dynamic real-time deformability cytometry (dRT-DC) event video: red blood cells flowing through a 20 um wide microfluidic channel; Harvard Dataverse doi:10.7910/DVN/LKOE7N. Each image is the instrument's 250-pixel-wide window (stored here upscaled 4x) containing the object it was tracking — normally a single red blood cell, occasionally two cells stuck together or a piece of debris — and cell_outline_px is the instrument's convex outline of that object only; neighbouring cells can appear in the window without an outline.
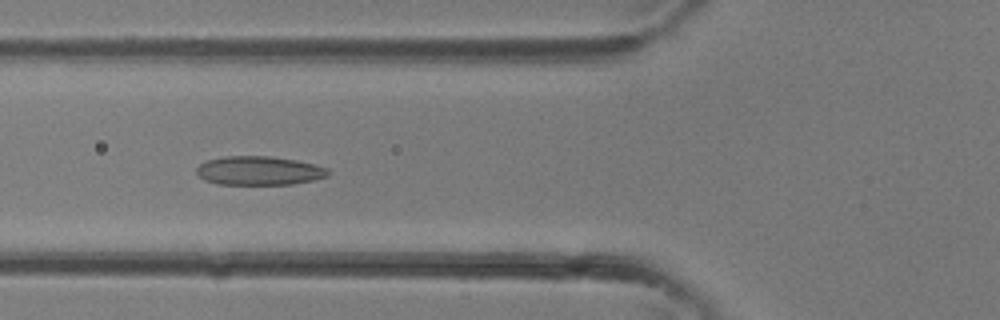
{"species": "common noctule bat (a hibernating species)", "species_latin": "Nyctalus noctula", "temperature_condition": "room temperature", "stored_images_in_passage": 37, "camera_frame_rate_fps": 3000, "um_per_image_px": 0.085, "animal": {"sex": "female"}, "frame": {"image": 1, "passage_image": 14, "time_ms": 4.333, "image_size_px": [1000, 320], "cell_outline_px": [[332, 172], [328, 176], [316, 180], [292, 184], [216, 184], [204, 180], [196, 172], [196, 168], [200, 164], [208, 160], [224, 156], [272, 156], [296, 160], [316, 164], [328, 168]], "centroid_in_image_um": [22.07, 14.5], "position_along_channel_um": 103.7, "area_um2": 22.37}}
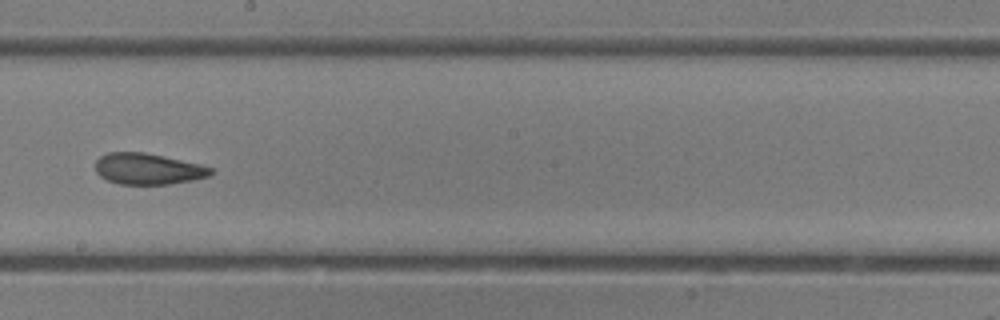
{"frame": {"image": 2, "passage_image": 21, "time_ms": 6.667, "image_size_px": [1000, 320], "cell_outline_px": [[212, 172], [208, 176], [192, 180], [168, 184], [120, 184], [108, 180], [100, 176], [96, 172], [96, 160], [100, 156], [108, 152], [144, 152], [164, 156], [200, 164], [212, 168]], "centroid_in_image_um": [12.55, 14.35], "position_along_channel_um": 235.6, "area_um2": 20.81}}
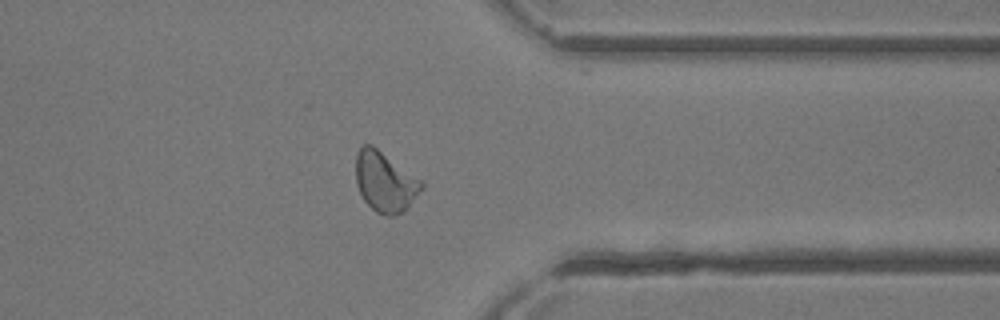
{"frame": {"image": 3, "passage_image": 29, "time_ms": 9.333, "image_size_px": [1000, 320], "cell_outline_px": [[424, 188], [408, 208], [404, 212], [392, 216], [388, 216], [376, 212], [364, 200], [356, 184], [356, 156], [360, 148], [364, 144], [372, 144], [420, 180], [424, 184]], "centroid_in_image_um": [32.73, 15.47], "position_along_channel_um": 378.7, "area_um2": 22.89}}